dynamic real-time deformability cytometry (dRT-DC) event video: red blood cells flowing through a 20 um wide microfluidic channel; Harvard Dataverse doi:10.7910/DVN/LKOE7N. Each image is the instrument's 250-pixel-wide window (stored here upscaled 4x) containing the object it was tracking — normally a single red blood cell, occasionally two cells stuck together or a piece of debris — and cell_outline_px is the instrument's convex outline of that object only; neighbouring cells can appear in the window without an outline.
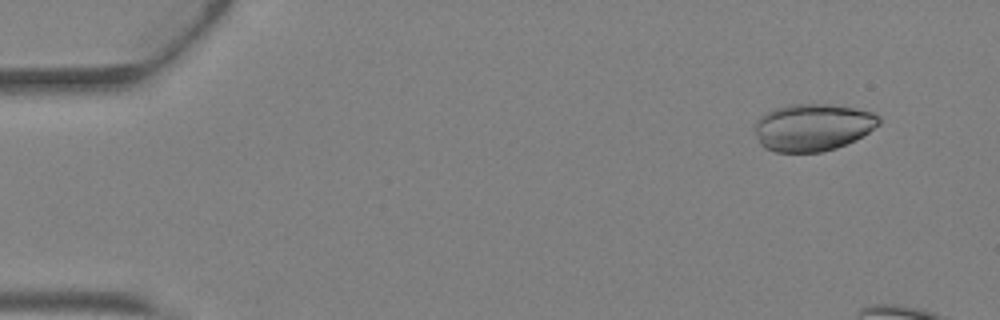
{"species": "Egyptian fruit bat (a non-hibernating species)", "species_latin": "Rousettus aegyptiacus", "temperature_condition": "warm", "stored_images_in_passage": 12, "camera_frame_rate_fps": 3000, "um_per_image_px": 0.085, "animal": {"sex": "female"}, "frame": {"image": 1, "passage_image": 4, "time_ms": 1.0, "image_size_px": [1000, 320], "cell_outline_px": [[880, 124], [856, 140], [836, 148], [820, 152], [776, 152], [764, 148], [760, 144], [756, 132], [756, 120], [764, 112], [788, 104], [832, 104], [872, 112], [880, 116]], "centroid_in_image_um": [69.08, 10.82], "position_along_channel_um": 15.9, "area_um2": 34.28}}